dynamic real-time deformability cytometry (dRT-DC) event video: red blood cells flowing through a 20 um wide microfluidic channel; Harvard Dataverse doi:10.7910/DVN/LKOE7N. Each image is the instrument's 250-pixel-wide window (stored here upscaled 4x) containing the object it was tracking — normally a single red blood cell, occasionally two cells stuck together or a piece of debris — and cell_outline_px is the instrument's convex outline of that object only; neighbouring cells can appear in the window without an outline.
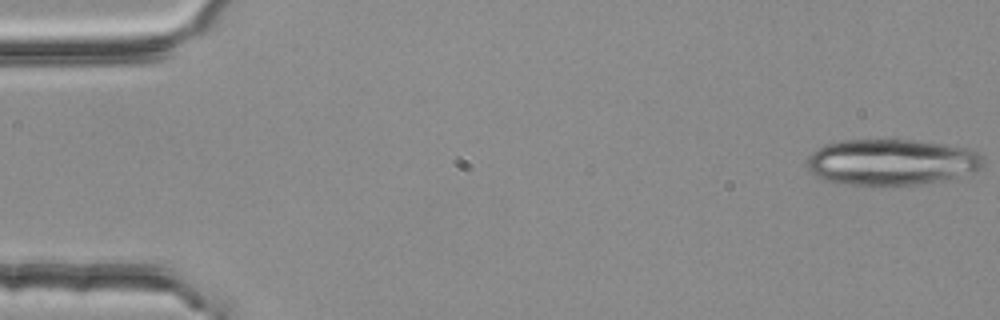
{"species": "common noctule bat (a hibernating species)", "species_latin": "Nyctalus noctula", "temperature_condition": "room temperature", "stored_images_in_passage": 5, "camera_frame_rate_fps": 3000, "um_per_image_px": 0.085, "animal": {"sex": "female", "body_mass_g": 25.1}, "frame": {"image": 1, "passage_image": 1, "time_ms": 0.0, "image_size_px": [1000, 320], "cell_outline_px": [[984, 164], [980, 168], [940, 180], [920, 184], [872, 188], [824, 180], [808, 172], [808, 156], [812, 152], [824, 144], [844, 140], [912, 140], [968, 148], [980, 152], [984, 156]], "centroid_in_image_um": [75.71, 13.8], "position_along_channel_um": 9.3, "area_um2": 47.74}}